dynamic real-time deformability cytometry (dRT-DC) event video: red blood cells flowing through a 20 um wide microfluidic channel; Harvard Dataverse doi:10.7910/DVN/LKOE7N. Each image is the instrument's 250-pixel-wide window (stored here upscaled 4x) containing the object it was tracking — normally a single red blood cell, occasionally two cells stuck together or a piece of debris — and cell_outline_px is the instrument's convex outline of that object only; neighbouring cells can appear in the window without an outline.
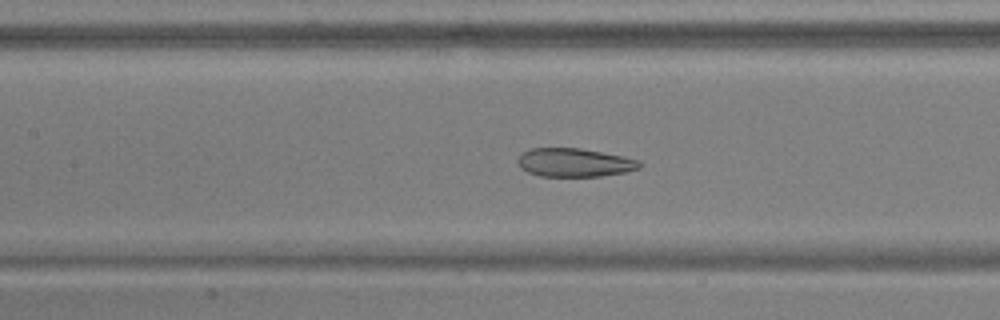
{"species": "common noctule bat (a hibernating species)", "species_latin": "Nyctalus noctula", "temperature_condition": "warm", "stored_images_in_passage": 54, "camera_frame_rate_fps": 3000, "um_per_image_px": 0.085, "animal": {"sex": "male", "body_mass_g": 17.9, "forearm_length_mm": 54.2}, "frame": {"image": 1, "passage_image": 25, "time_ms": 8.0, "image_size_px": [1000, 320], "cell_outline_px": [[644, 164], [640, 168], [624, 172], [600, 176], [540, 176], [528, 172], [520, 168], [516, 160], [520, 152], [532, 148], [580, 148], [624, 156], [640, 160]], "centroid_in_image_um": [48.82, 13.81], "position_along_channel_um": 158.6, "area_um2": 20.46}}
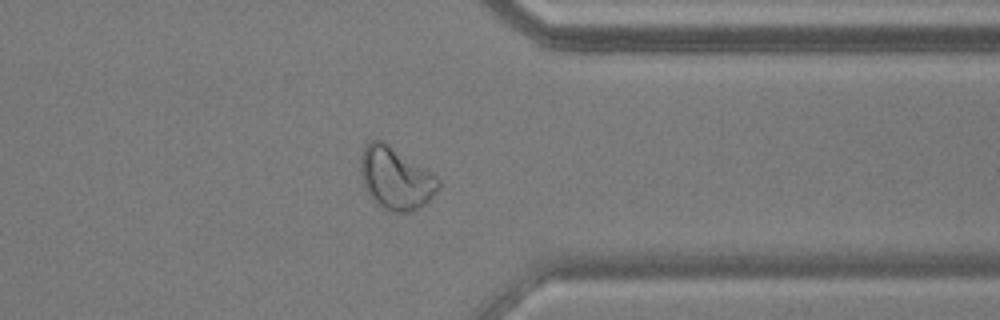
{"frame": {"image": 2, "passage_image": 43, "time_ms": 14.0, "image_size_px": [1000, 320], "cell_outline_px": [[440, 188], [420, 208], [408, 212], [392, 212], [376, 204], [372, 200], [364, 188], [360, 172], [360, 156], [364, 144], [368, 140], [380, 140], [388, 144], [436, 176], [440, 180]], "centroid_in_image_um": [33.59, 15.16], "position_along_channel_um": 377.8, "area_um2": 28.21}}
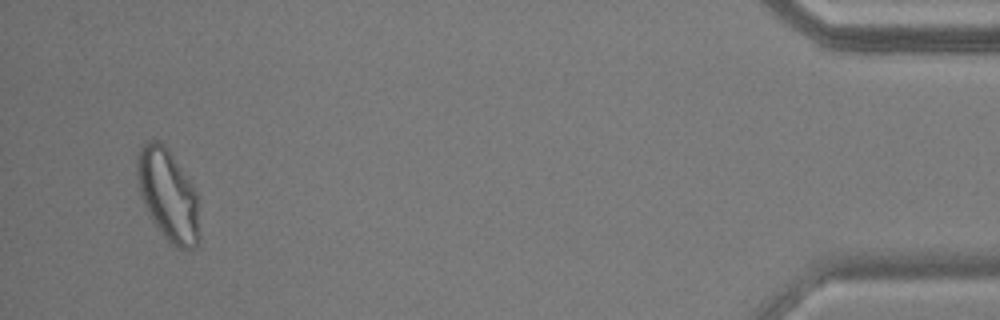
{"frame": {"image": 3, "passage_image": 52, "time_ms": 17.0, "image_size_px": [1000, 320], "cell_outline_px": [[200, 240], [196, 248], [176, 248], [164, 236], [156, 224], [144, 204], [140, 192], [136, 172], [136, 164], [140, 148], [144, 140], [156, 140], [164, 144], [168, 148], [188, 176], [196, 192], [200, 236]], "centroid_in_image_um": [14.3, 16.54], "position_along_channel_um": 420.9, "area_um2": 33.23}, "authors_computed_cell_mechanics": {"area_um2": 26.2123, "velocity_mm_per_s": 3.7322, "shape_relaxation_time_tau1_ms": null, "shape_relaxation_time_tau2_ms": 1.9097, "deformation_change_tau1": null, "deformation_change_tau2": 0.0764}}